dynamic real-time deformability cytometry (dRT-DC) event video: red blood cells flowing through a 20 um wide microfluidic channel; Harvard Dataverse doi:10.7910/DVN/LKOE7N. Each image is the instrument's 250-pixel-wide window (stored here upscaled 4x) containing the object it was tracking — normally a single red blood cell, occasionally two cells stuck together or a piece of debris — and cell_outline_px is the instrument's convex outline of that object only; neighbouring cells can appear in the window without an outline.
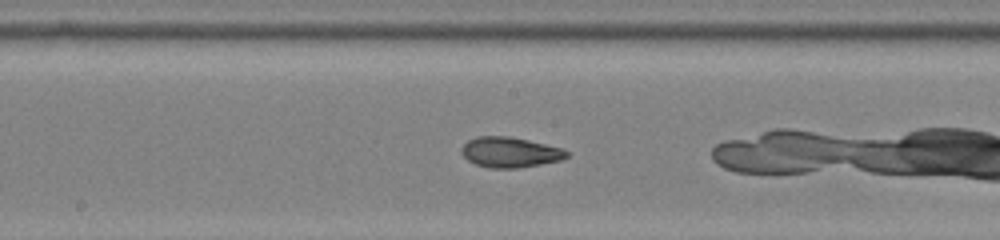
{"species": "common noctule bat (a hibernating species)", "species_latin": "Nyctalus noctula", "temperature_condition": "room temperature", "stored_images_in_passage": 40, "camera_frame_rate_fps": 3000, "um_per_image_px": 0.085, "animal": {"sex": "female", "body_mass_g": 22.0, "forearm_length_mm": 56.7}, "frame": {"image": 1, "passage_image": 20, "time_ms": 6.333, "image_size_px": [1000, 240], "cell_outline_px": [[568, 156], [560, 160], [520, 168], [488, 168], [476, 164], [468, 160], [464, 156], [464, 144], [468, 140], [476, 136], [508, 136], [528, 140], [560, 148], [568, 152]], "centroid_in_image_um": [43.35, 12.94], "position_along_channel_um": 204.9, "area_um2": 18.26}}
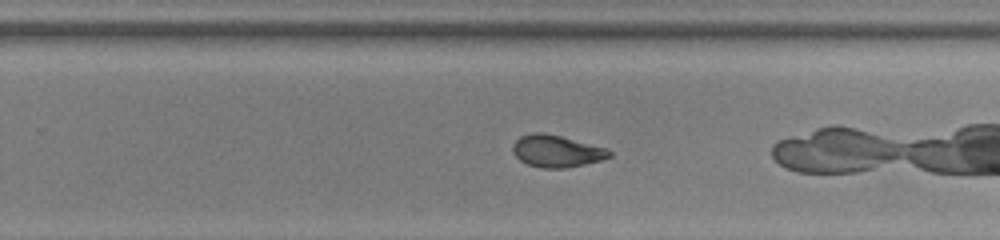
{"frame": {"image": 2, "passage_image": 26, "time_ms": 8.333, "image_size_px": [1000, 240], "cell_outline_px": [[612, 156], [600, 160], [584, 164], [564, 168], [540, 168], [528, 164], [520, 160], [512, 152], [512, 144], [520, 136], [532, 132], [544, 132], [608, 148], [612, 152]], "centroid_in_image_um": [47.29, 12.84], "position_along_channel_um": 282.5, "area_um2": 18.09}}
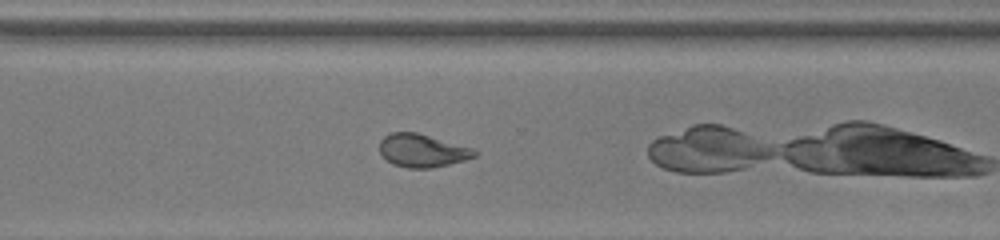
{"frame": {"image": 3, "passage_image": 30, "time_ms": 9.667, "image_size_px": [1000, 240], "cell_outline_px": [[476, 156], [464, 160], [432, 168], [408, 168], [392, 164], [380, 152], [380, 140], [384, 136], [392, 132], [416, 132], [472, 148], [476, 152]], "centroid_in_image_um": [35.87, 12.8], "position_along_channel_um": 334.7, "area_um2": 18.03}}